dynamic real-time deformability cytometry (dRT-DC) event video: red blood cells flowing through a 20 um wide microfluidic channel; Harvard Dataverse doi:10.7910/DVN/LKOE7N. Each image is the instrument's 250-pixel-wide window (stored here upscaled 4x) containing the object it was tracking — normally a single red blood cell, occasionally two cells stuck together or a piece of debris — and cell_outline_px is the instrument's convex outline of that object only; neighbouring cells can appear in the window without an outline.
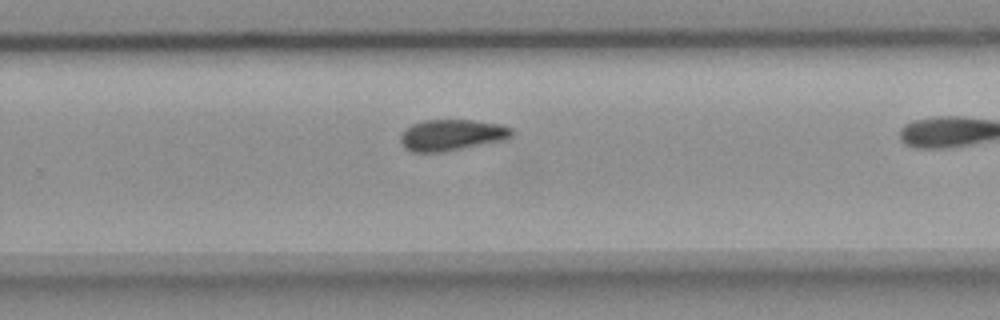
{"species": "common noctule bat (a hibernating species)", "species_latin": "Nyctalus noctula", "temperature_condition": "room temperature", "stored_images_in_passage": 10, "segment_of_instrument_passage": [1, 2], "camera_frame_rate_fps": 3000, "um_per_image_px": 0.085, "animal": {"sex": "female", "body_mass_g": 18.4}, "frame": {"image": 1, "passage_image": 9, "time_ms": 2.667, "image_size_px": [1000, 320], "cell_outline_px": [[512, 136], [508, 140], [444, 152], [412, 152], [404, 148], [400, 140], [400, 136], [404, 128], [412, 124], [424, 120], [472, 120], [500, 124], [512, 128]], "centroid_in_image_um": [38.4, 11.48], "position_along_channel_um": 291.4, "area_um2": 20.58}}